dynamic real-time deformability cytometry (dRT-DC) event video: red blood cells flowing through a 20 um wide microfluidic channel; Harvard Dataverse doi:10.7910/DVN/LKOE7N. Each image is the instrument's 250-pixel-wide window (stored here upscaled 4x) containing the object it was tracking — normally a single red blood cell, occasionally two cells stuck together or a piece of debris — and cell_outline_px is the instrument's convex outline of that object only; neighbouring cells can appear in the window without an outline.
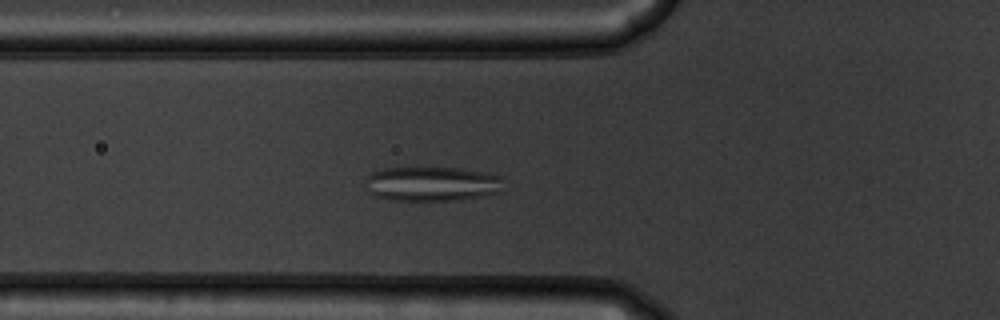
{"species": "common noctule bat (a hibernating species)", "species_latin": "Nyctalus noctula", "temperature_condition": "warm", "stored_images_in_passage": 40, "camera_frame_rate_fps": 3000, "um_per_image_px": 0.085, "animal": {"sex": "male", "body_mass_g": 19.5, "forearm_length_mm": 54.6}, "frame": {"image": 1, "passage_image": 5, "time_ms": 1.333, "image_size_px": [1000, 320], "cell_outline_px": [[504, 192], [460, 200], [388, 200], [376, 196], [368, 192], [364, 188], [368, 176], [372, 172], [384, 168], [460, 168], [484, 172], [504, 176]], "centroid_in_image_um": [36.77, 15.63], "position_along_channel_um": 89.0, "area_um2": 28.32}}
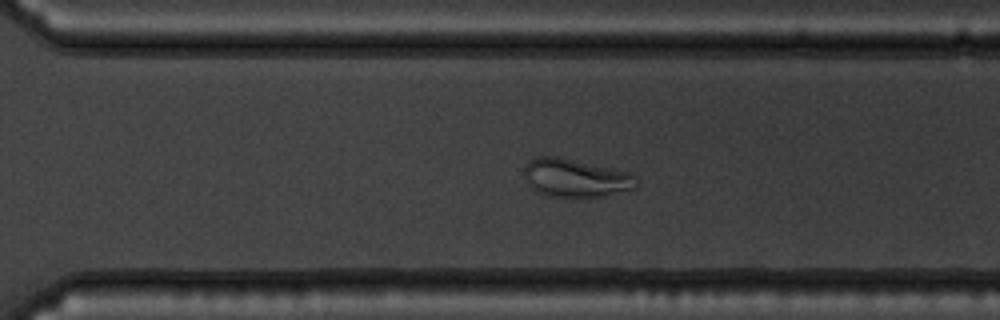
{"frame": {"image": 2, "passage_image": 24, "time_ms": 7.667, "image_size_px": [1000, 320], "cell_outline_px": [[636, 188], [604, 196], [548, 196], [536, 192], [528, 184], [524, 176], [524, 168], [528, 160], [536, 156], [556, 156], [632, 172], [636, 176]], "centroid_in_image_um": [48.91, 15.11], "position_along_channel_um": 321.7, "area_um2": 25.09}}
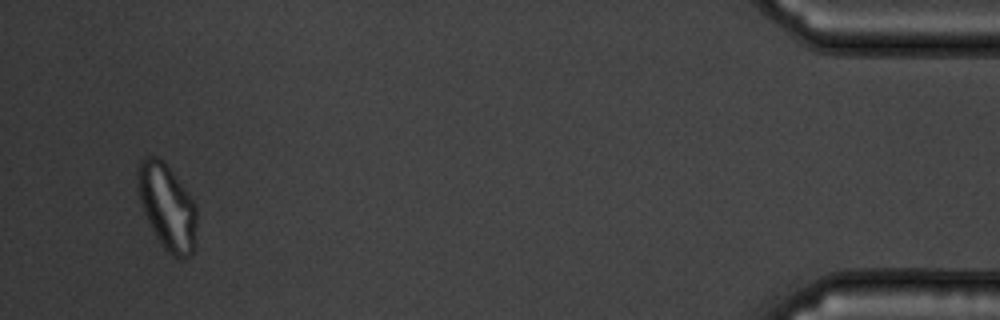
{"frame": {"image": 3, "passage_image": 38, "time_ms": 12.333, "image_size_px": [1000, 320], "cell_outline_px": [[196, 224], [192, 252], [188, 256], [172, 256], [164, 248], [156, 236], [144, 212], [140, 200], [136, 184], [136, 172], [140, 160], [144, 156], [156, 156], [168, 168], [188, 192], [196, 204]], "centroid_in_image_um": [14.17, 17.53], "position_along_channel_um": 421.0, "area_um2": 28.9}}